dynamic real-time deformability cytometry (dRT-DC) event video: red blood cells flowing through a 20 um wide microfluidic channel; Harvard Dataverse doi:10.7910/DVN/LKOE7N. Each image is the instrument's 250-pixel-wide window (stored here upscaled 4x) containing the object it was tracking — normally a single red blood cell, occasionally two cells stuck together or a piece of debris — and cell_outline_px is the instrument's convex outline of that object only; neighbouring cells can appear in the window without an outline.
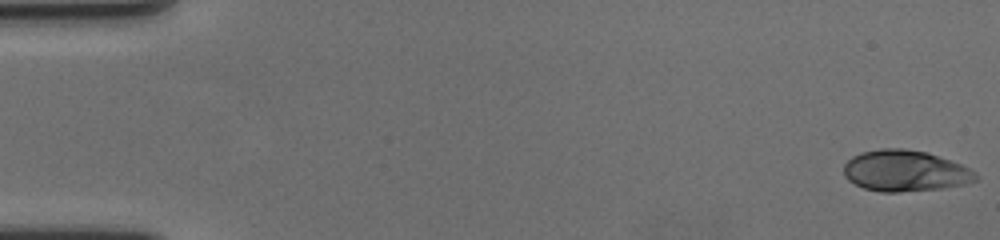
{"species": "human", "species_latin": "Homo sapiens", "temperature_condition": "cold", "stored_images_in_passage": 59, "camera_frame_rate_fps": 3000, "um_per_image_px": 0.085, "donor": {"sex": "female"}, "frame": {"image": 1, "passage_image": 1, "time_ms": 0.0, "image_size_px": [1000, 240], "cell_outline_px": [[976, 180], [964, 184], [940, 188], [900, 192], [880, 192], [864, 188], [848, 180], [844, 176], [844, 164], [852, 156], [860, 152], [880, 148], [904, 148], [928, 152], [960, 164], [976, 172]], "centroid_in_image_um": [76.89, 14.51], "position_along_channel_um": 8.1, "area_um2": 31.62}}
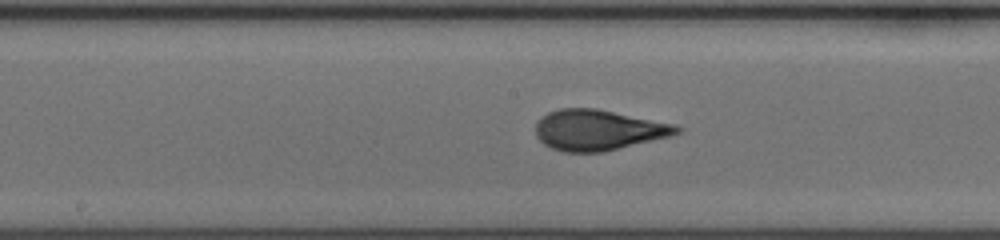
{"frame": {"image": 2, "passage_image": 31, "time_ms": 10.0, "image_size_px": [1000, 240], "cell_outline_px": [[680, 132], [668, 136], [604, 152], [564, 152], [552, 148], [544, 144], [536, 136], [536, 120], [540, 116], [548, 112], [560, 108], [596, 108], [676, 124], [680, 128]], "centroid_in_image_um": [50.8, 11.04], "position_along_channel_um": 197.4, "area_um2": 33.35}}
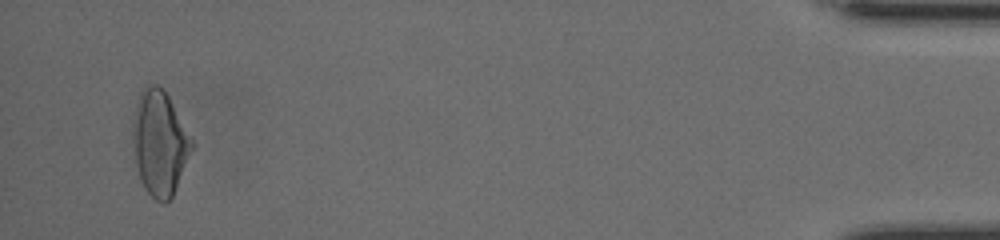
{"frame": {"image": 3, "passage_image": 57, "time_ms": 18.667, "image_size_px": [1000, 240], "cell_outline_px": [[196, 144], [172, 196], [168, 200], [156, 200], [144, 188], [140, 180], [136, 164], [132, 136], [132, 124], [136, 108], [140, 96], [144, 88], [148, 84], [156, 84], [168, 96]], "centroid_in_image_um": [13.59, 12.16], "position_along_channel_um": 421.6, "area_um2": 35.6}, "authors_computed_cell_mechanics": {"area_um2": 32.1946, "velocity_mm_per_s": 3.5205, "shape_relaxation_time_tau1_ms": 5.8562, "shape_relaxation_time_tau2_ms": 0.8223, "deformation_change_tau1": 0.1891, "deformation_change_tau2": 0.0528}}